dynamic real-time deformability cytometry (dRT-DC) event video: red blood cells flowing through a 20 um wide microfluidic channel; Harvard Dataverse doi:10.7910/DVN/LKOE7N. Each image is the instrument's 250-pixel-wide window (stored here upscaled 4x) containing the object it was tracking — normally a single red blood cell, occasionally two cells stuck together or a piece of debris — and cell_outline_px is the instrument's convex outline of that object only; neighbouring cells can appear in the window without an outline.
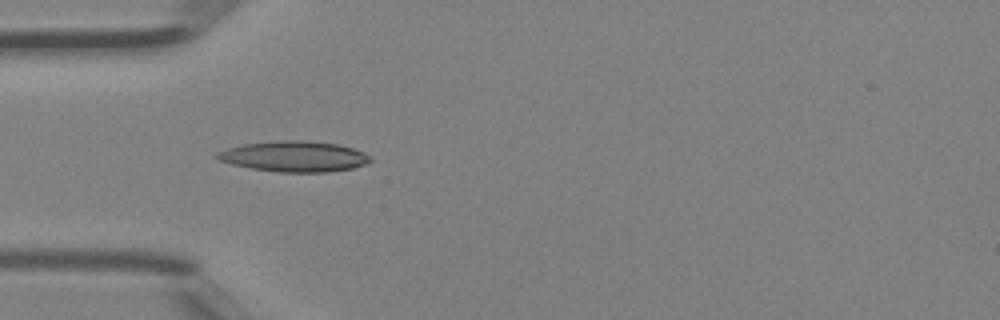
{"species": "Egyptian fruit bat (a non-hibernating species)", "species_latin": "Rousettus aegyptiacus", "temperature_condition": "room temperature", "stored_images_in_passage": 23, "camera_frame_rate_fps": 3000, "um_per_image_px": 0.085, "animal": {"sex": "female"}, "frame": {"image": 1, "passage_image": 4, "time_ms": 1.0, "image_size_px": [1000, 320], "cell_outline_px": [[372, 160], [364, 164], [352, 168], [328, 172], [280, 172], [252, 168], [232, 164], [220, 160], [212, 156], [216, 152], [228, 148], [244, 144], [280, 140], [300, 140], [336, 144], [352, 148], [364, 152]], "centroid_in_image_um": [24.97, 13.29], "position_along_channel_um": 60.0, "area_um2": 27.11}}
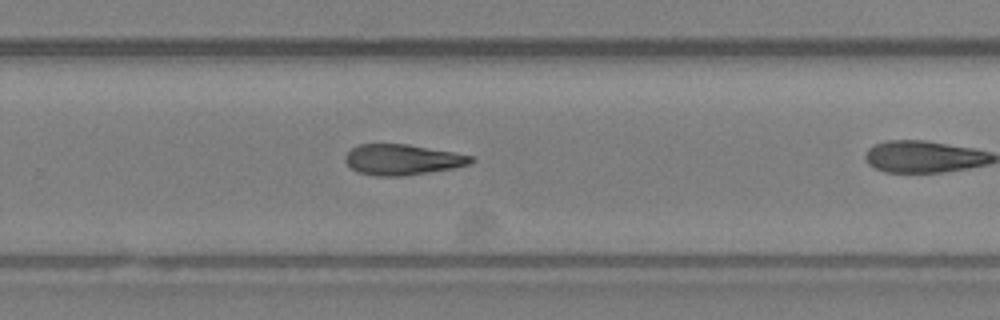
{"frame": {"image": 2, "passage_image": 17, "time_ms": 5.333, "image_size_px": [1000, 320], "cell_outline_px": [[476, 160], [468, 164], [452, 168], [404, 176], [376, 176], [360, 172], [352, 168], [344, 160], [344, 156], [352, 148], [360, 144], [408, 144], [452, 152], [472, 156]], "centroid_in_image_um": [34.18, 13.56], "position_along_channel_um": 295.6, "area_um2": 22.2}}